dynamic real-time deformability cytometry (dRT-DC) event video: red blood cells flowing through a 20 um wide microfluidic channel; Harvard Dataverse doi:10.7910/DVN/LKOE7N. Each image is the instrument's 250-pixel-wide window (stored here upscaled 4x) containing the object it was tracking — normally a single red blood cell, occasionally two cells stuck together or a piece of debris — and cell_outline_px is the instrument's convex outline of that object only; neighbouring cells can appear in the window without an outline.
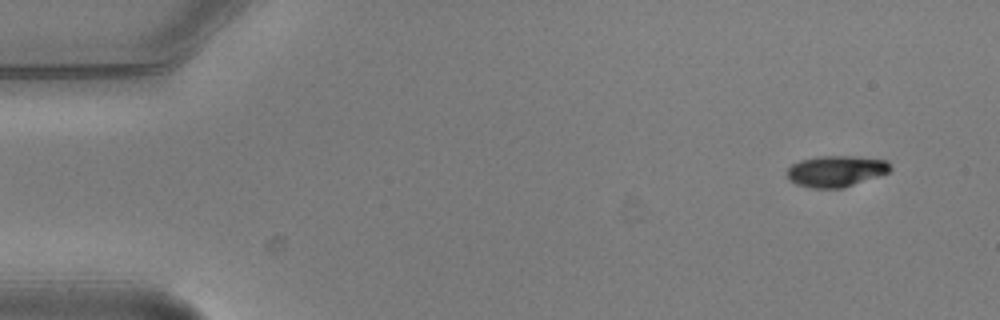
{"species": "common noctule bat (a hibernating species)", "species_latin": "Nyctalus noctula", "temperature_condition": "warm", "stored_images_in_passage": 7, "camera_frame_rate_fps": 3000, "um_per_image_px": 0.085, "animal": {"sex": "male", "body_mass_g": 20.5, "forearm_length_mm": 52.5}, "frame": {"image": 1, "passage_image": 1, "time_ms": 0.0, "image_size_px": [1000, 320], "cell_outline_px": [[892, 168], [888, 172], [880, 176], [844, 188], [812, 188], [796, 184], [788, 180], [788, 168], [792, 164], [800, 160], [816, 156], [856, 156], [888, 160]], "centroid_in_image_um": [71.08, 14.54], "position_along_channel_um": 13.9, "area_um2": 19.02}}
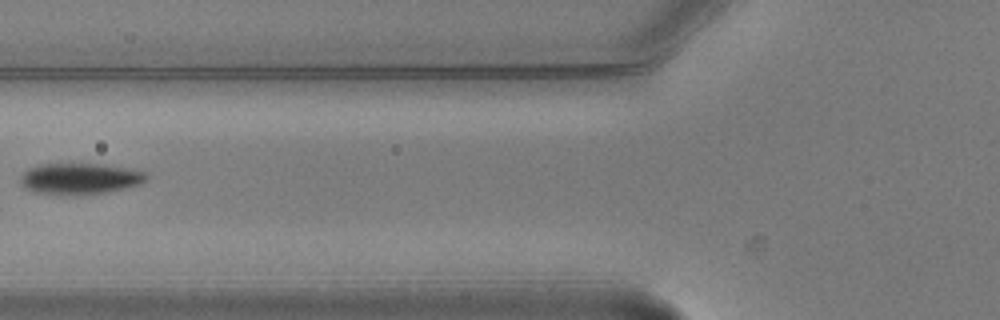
{"frame": {"image": 2, "passage_image": 6, "time_ms": 1.667, "image_size_px": [1000, 320], "cell_outline_px": [[148, 176], [140, 184], [124, 188], [104, 192], [36, 192], [24, 188], [20, 180], [20, 176], [28, 168], [40, 164], [100, 164], [132, 168], [148, 172]], "centroid_in_image_um": [6.83, 15.13], "position_along_channel_um": 119.0, "area_um2": 22.02}}
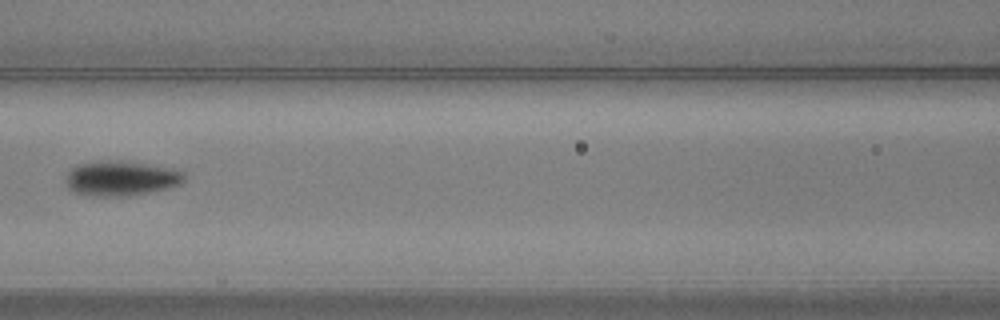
{"frame": {"image": 3, "passage_image": 7, "time_ms": 2.0, "image_size_px": [1000, 320], "cell_outline_px": [[184, 180], [180, 184], [168, 188], [152, 192], [128, 196], [92, 196], [76, 192], [68, 188], [64, 180], [68, 172], [76, 164], [120, 160], [176, 168], [184, 172]], "centroid_in_image_um": [10.31, 15.16], "position_along_channel_um": 156.3, "area_um2": 24.22}}